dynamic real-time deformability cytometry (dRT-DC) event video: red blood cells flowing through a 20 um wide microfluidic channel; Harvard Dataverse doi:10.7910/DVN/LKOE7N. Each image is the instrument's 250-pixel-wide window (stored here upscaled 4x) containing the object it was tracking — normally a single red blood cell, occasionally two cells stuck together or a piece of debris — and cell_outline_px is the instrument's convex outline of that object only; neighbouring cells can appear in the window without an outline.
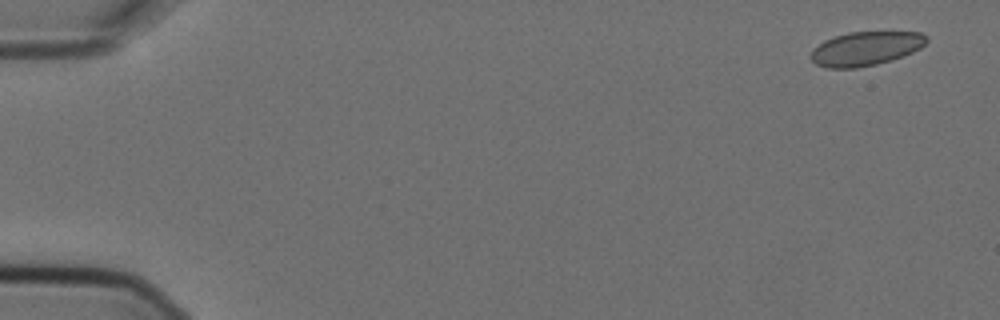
{"species": "Egyptian fruit bat (a non-hibernating species)", "species_latin": "Rousettus aegyptiacus", "temperature_condition": "cold", "stored_images_in_passage": 6, "camera_frame_rate_fps": 3000, "um_per_image_px": 0.085, "animal": {"sex": "female"}, "frame": {"image": 1, "passage_image": 1, "time_ms": 0.0, "image_size_px": [1000, 320], "cell_outline_px": [[928, 40], [920, 48], [912, 52], [876, 64], [856, 68], [828, 68], [816, 64], [808, 56], [812, 48], [824, 40], [848, 32], [920, 32], [928, 36]], "centroid_in_image_um": [73.53, 4.12], "position_along_channel_um": 11.5, "area_um2": 22.83}}
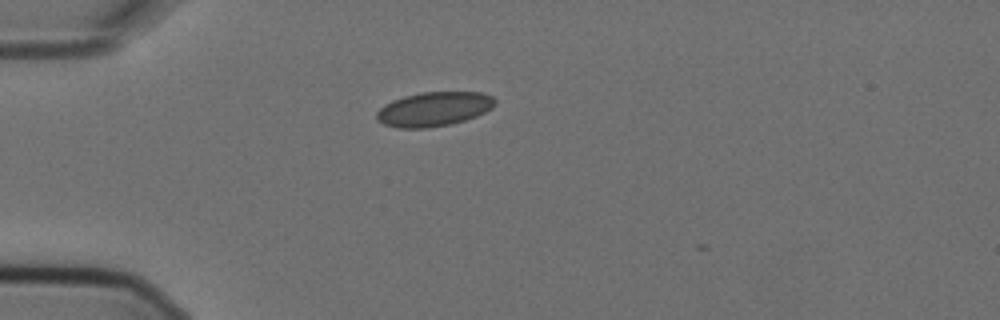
{"frame": {"image": 2, "passage_image": 4, "time_ms": 1.0, "image_size_px": [1000, 320], "cell_outline_px": [[496, 104], [492, 108], [476, 116], [464, 120], [448, 124], [428, 128], [400, 128], [384, 124], [376, 120], [376, 112], [384, 104], [392, 100], [404, 96], [420, 92], [480, 92], [492, 96], [496, 100]], "centroid_in_image_um": [36.86, 9.26], "position_along_channel_um": 48.1, "area_um2": 23.7}}
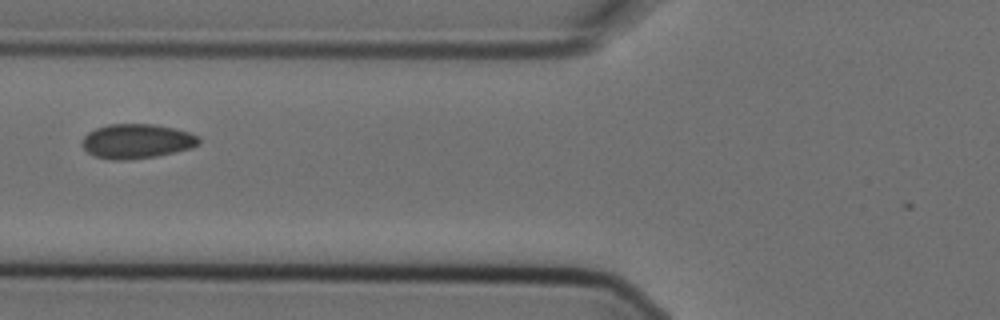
{"frame": {"image": 3, "passage_image": 6, "time_ms": 1.667, "image_size_px": [1000, 320], "cell_outline_px": [[200, 144], [192, 148], [156, 156], [124, 160], [112, 160], [92, 156], [80, 144], [84, 136], [88, 132], [96, 128], [108, 124], [152, 124], [172, 128], [188, 132], [200, 136]], "centroid_in_image_um": [11.61, 12.01], "position_along_channel_um": 114.2, "area_um2": 23.58}}